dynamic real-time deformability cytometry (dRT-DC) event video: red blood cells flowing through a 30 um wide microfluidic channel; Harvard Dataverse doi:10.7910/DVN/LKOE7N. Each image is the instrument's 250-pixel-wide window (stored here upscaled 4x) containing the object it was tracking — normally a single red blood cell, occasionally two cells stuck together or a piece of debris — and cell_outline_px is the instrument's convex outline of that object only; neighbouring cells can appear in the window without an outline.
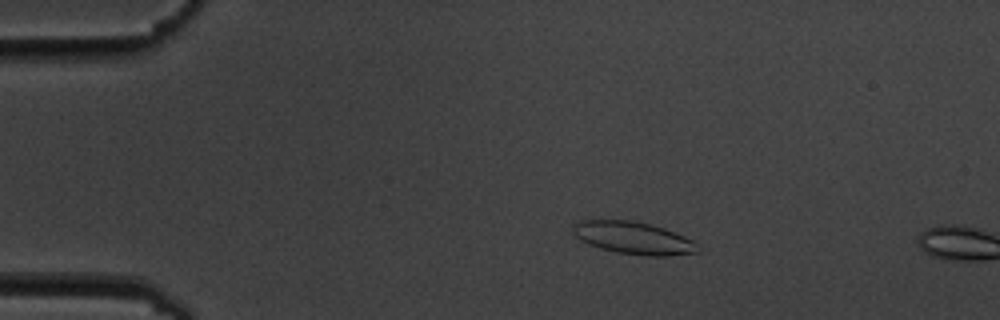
{"species": "common noctule bat (a hibernating species)", "species_latin": "Nyctalus noctula", "temperature_condition": "cold", "stored_images_in_passage": 5, "camera_frame_rate_fps": 3000, "um_per_image_px": 0.085, "animal": {"sex": "male", "body_mass_g": 19.5, "forearm_length_mm": 54.6}, "frame": {"image": 1, "passage_image": 4, "time_ms": 3.333, "image_size_px": [1000, 320], "cell_outline_px": [[700, 252], [668, 256], [644, 256], [616, 252], [588, 244], [580, 240], [572, 232], [572, 224], [580, 220], [636, 220], [664, 228], [684, 236], [692, 240]], "centroid_in_image_um": [53.81, 20.22], "position_along_channel_um": 31.2, "area_um2": 23.64}}